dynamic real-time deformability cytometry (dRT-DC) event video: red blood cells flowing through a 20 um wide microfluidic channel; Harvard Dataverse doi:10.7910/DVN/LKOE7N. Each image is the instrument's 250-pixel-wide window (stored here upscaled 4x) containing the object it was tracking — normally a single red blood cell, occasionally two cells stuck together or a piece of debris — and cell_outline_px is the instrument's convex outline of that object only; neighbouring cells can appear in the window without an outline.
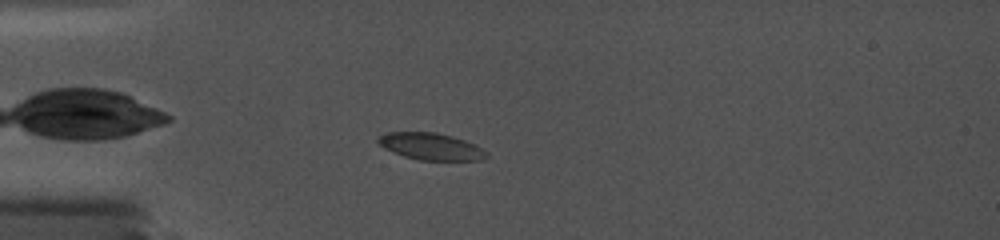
{"species": "common noctule bat (a hibernating species)", "species_latin": "Nyctalus noctula", "temperature_condition": "cold", "stored_images_in_passage": 31, "camera_frame_rate_fps": 5000, "um_per_image_px": 0.085, "animal": {"sex": "female", "body_mass_g": 19.0, "forearm_length_mm": 56.7}, "frame": {"image": 1, "passage_image": 6, "time_ms": 2.0, "image_size_px": [1000, 240], "cell_outline_px": [[488, 156], [480, 160], [420, 160], [404, 156], [384, 148], [376, 140], [376, 136], [388, 132], [436, 132], [452, 136], [476, 144], [488, 152]], "centroid_in_image_um": [36.63, 12.44], "position_along_channel_um": 48.4, "area_um2": 17.05}}
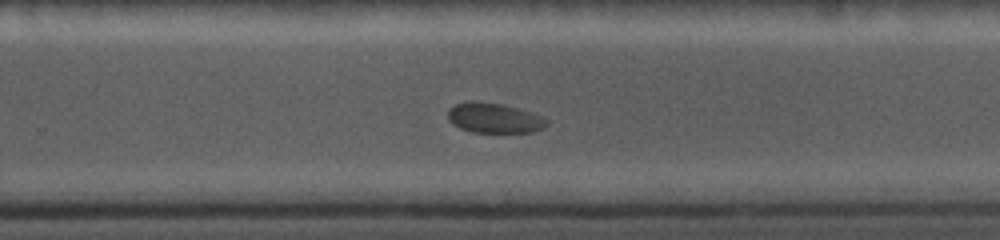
{"frame": {"image": 2, "passage_image": 20, "time_ms": 9.0, "image_size_px": [1000, 240], "cell_outline_px": [[548, 124], [544, 128], [532, 132], [472, 132], [460, 128], [452, 124], [448, 120], [448, 108], [456, 104], [500, 104], [532, 112], [544, 116], [548, 120]], "centroid_in_image_um": [42.07, 10.08], "position_along_channel_um": 287.7, "area_um2": 16.76}}
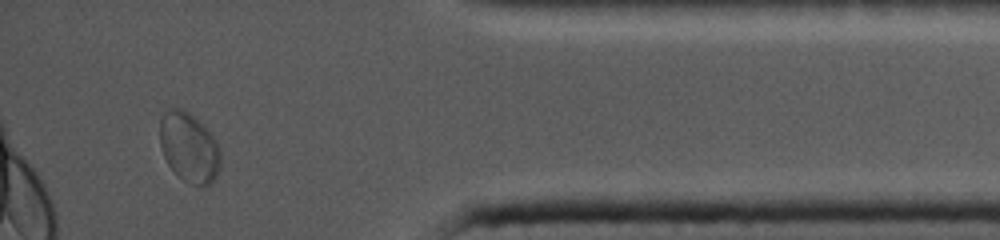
{"frame": {"image": 3, "passage_image": 30, "time_ms": 13.0, "image_size_px": [1000, 240], "cell_outline_px": [[220, 168], [216, 176], [208, 184], [192, 184], [184, 180], [168, 164], [164, 156], [160, 144], [160, 120], [164, 112], [172, 108], [184, 108], [200, 120], [216, 140], [220, 152]], "centroid_in_image_um": [16.07, 12.47], "position_along_channel_um": 419.1, "area_um2": 24.51}}